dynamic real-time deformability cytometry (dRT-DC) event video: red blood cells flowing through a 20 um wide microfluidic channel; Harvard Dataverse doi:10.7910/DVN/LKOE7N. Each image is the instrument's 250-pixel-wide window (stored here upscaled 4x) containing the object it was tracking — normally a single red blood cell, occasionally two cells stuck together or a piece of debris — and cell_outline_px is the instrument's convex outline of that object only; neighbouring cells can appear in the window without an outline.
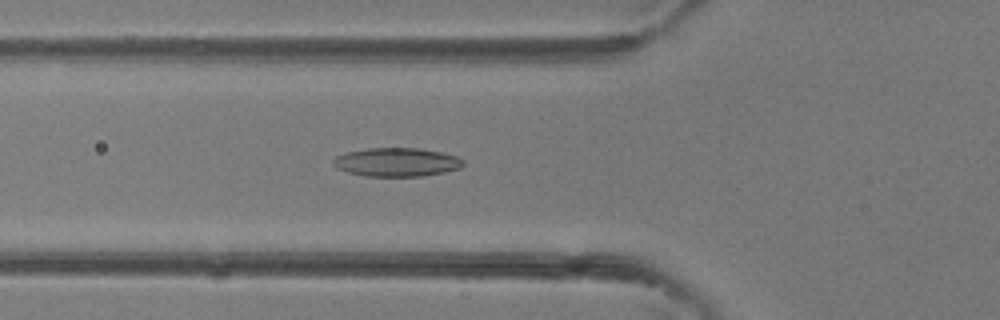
{"species": "common noctule bat (a hibernating species)", "species_latin": "Nyctalus noctula", "temperature_condition": "room temperature", "stored_images_in_passage": 38, "camera_frame_rate_fps": 3000, "um_per_image_px": 0.085, "animal": {"sex": "female"}, "frame": {"image": 1, "passage_image": 15, "time_ms": 4.667, "image_size_px": [1000, 320], "cell_outline_px": [[464, 164], [460, 168], [444, 172], [424, 176], [364, 176], [348, 172], [336, 168], [332, 164], [332, 160], [336, 156], [348, 152], [368, 148], [420, 148], [440, 152], [456, 156], [464, 160]], "centroid_in_image_um": [33.71, 13.78], "position_along_channel_um": 92.1, "area_um2": 21.73}}
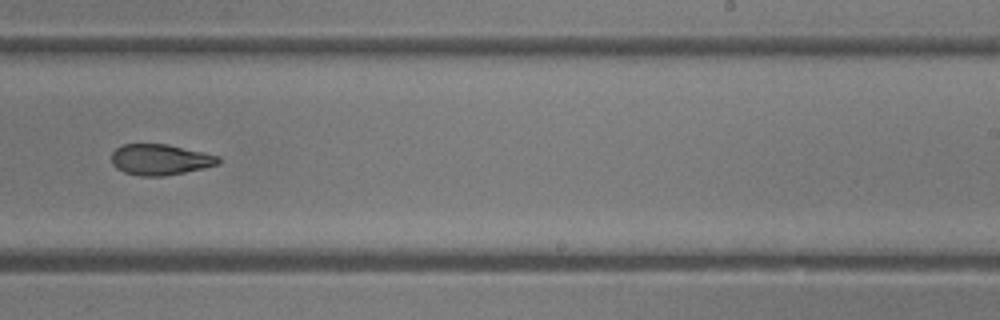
{"frame": {"image": 2, "passage_image": 26, "time_ms": 8.333, "image_size_px": [1000, 320], "cell_outline_px": [[220, 164], [204, 168], [164, 176], [140, 176], [124, 172], [116, 168], [112, 164], [112, 152], [116, 148], [124, 144], [168, 144], [204, 152], [220, 156]], "centroid_in_image_um": [13.63, 13.56], "position_along_channel_um": 275.4, "area_um2": 19.31}}
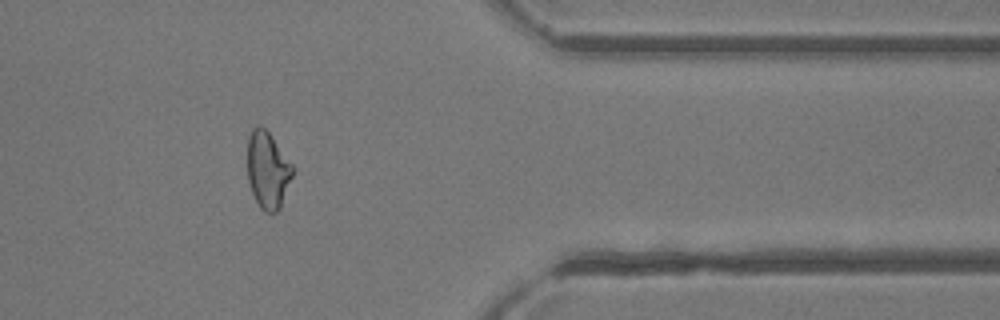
{"frame": {"image": 3, "passage_image": 34, "time_ms": 11.0, "image_size_px": [1000, 320], "cell_outline_px": [[292, 176], [280, 208], [276, 212], [264, 212], [260, 208], [252, 192], [248, 180], [248, 136], [252, 128], [256, 124], [260, 124], [268, 132], [292, 164]], "centroid_in_image_um": [22.73, 14.44], "position_along_channel_um": 388.7, "area_um2": 20.0}}